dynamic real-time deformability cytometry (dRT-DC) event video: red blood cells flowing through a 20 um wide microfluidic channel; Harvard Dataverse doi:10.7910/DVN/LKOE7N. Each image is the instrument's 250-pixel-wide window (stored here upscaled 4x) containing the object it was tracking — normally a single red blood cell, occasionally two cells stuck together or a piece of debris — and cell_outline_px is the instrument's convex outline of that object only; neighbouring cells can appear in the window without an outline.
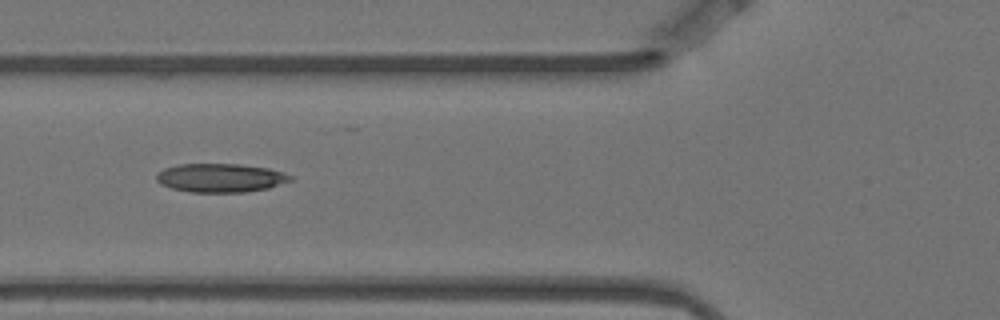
{"species": "Egyptian fruit bat (a non-hibernating species)", "species_latin": "Rousettus aegyptiacus", "temperature_condition": "warm", "stored_images_in_passage": 14, "camera_frame_rate_fps": 3000, "um_per_image_px": 0.085, "animal": {"sex": "female"}, "frame": {"image": 1, "passage_image": 5, "time_ms": 1.333, "image_size_px": [1000, 320], "cell_outline_px": [[292, 180], [268, 188], [244, 192], [192, 192], [172, 188], [160, 184], [156, 180], [156, 176], [164, 168], [180, 164], [240, 164], [268, 168], [292, 176]], "centroid_in_image_um": [18.73, 15.12], "position_along_channel_um": 107.1, "area_um2": 22.2}}
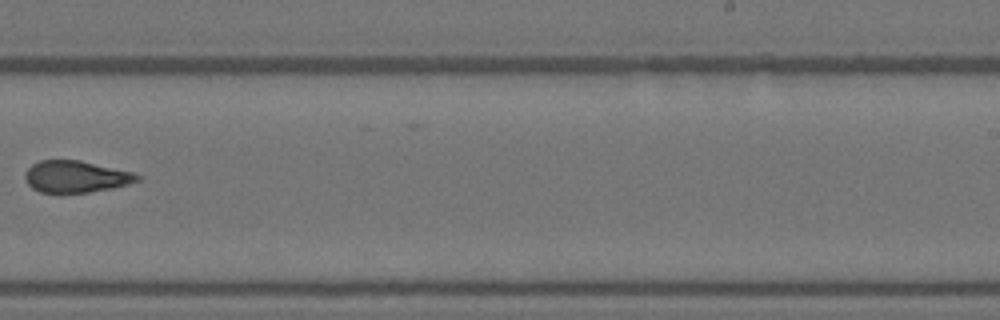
{"frame": {"image": 2, "passage_image": 9, "time_ms": 2.667, "image_size_px": [1000, 320], "cell_outline_px": [[140, 180], [128, 184], [112, 188], [88, 192], [40, 192], [32, 188], [28, 184], [24, 176], [24, 172], [32, 164], [40, 160], [80, 160], [132, 172], [140, 176]], "centroid_in_image_um": [6.42, 15.0], "position_along_channel_um": 282.6, "area_um2": 20.63}}
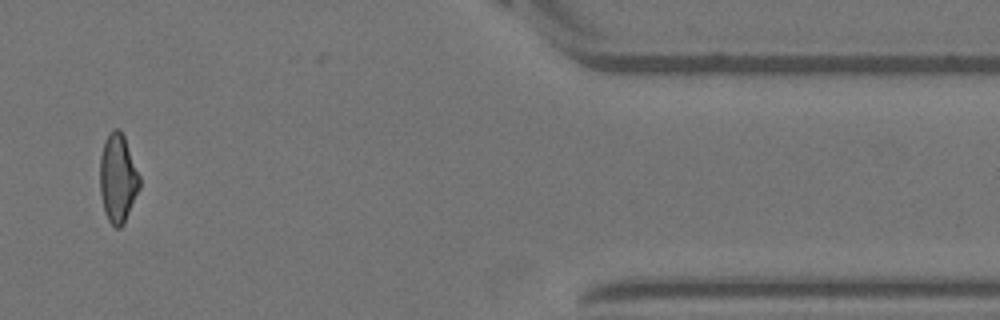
{"frame": {"image": 3, "passage_image": 13, "time_ms": 4.0, "image_size_px": [1000, 320], "cell_outline_px": [[140, 188], [124, 224], [120, 228], [116, 228], [108, 220], [104, 212], [100, 192], [100, 156], [104, 140], [112, 128], [116, 128], [124, 136], [140, 176]], "centroid_in_image_um": [10.01, 15.17], "position_along_channel_um": 401.4, "area_um2": 20.58}}